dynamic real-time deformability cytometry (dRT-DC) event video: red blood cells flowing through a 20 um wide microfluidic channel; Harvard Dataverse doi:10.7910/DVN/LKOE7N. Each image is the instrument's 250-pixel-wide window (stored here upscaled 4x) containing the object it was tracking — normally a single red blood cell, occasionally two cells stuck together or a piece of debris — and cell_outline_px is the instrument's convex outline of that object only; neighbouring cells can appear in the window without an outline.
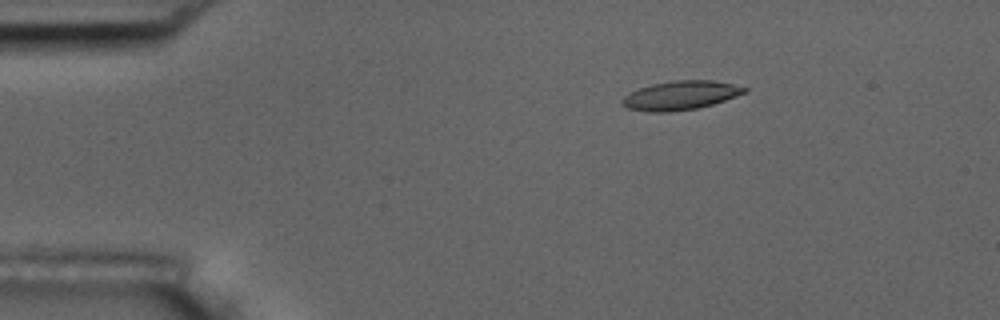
{"species": "common noctule bat (a hibernating species)", "species_latin": "Nyctalus noctula", "temperature_condition": "room temperature", "stored_images_in_passage": 5, "camera_frame_rate_fps": 3000, "um_per_image_px": 0.085, "animal": {"sex": "male", "body_mass_g": 17.5, "forearm_length_mm": 52.3}, "frame": {"image": 1, "passage_image": 3, "time_ms": 2.333, "image_size_px": [1000, 320], "cell_outline_px": [[748, 92], [712, 104], [696, 108], [668, 112], [652, 112], [628, 108], [620, 100], [624, 96], [640, 88], [652, 84], [672, 80], [712, 80], [732, 84], [748, 88]], "centroid_in_image_um": [57.86, 8.1], "position_along_channel_um": 27.1, "area_um2": 20.35}}